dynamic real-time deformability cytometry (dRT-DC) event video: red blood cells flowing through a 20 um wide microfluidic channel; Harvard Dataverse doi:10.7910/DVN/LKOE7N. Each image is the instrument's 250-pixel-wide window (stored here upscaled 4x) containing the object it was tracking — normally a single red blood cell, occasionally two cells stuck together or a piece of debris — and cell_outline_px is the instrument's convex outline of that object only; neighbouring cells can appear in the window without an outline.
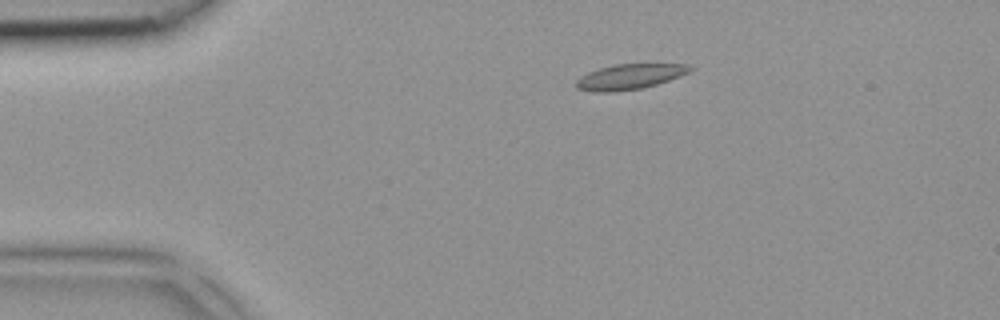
{"species": "common noctule bat (a hibernating species)", "species_latin": "Nyctalus noctula", "temperature_condition": "room temperature", "stored_images_in_passage": 2, "camera_frame_rate_fps": 3000, "um_per_image_px": 0.085, "animal": {"sex": "female", "body_mass_g": 18.4}, "frame": {"image": 1, "passage_image": 1, "time_ms": 0.0, "image_size_px": [1000, 320], "cell_outline_px": [[696, 68], [680, 76], [656, 84], [640, 88], [612, 92], [596, 92], [576, 88], [576, 80], [580, 76], [588, 72], [600, 68], [616, 64], [688, 64]], "centroid_in_image_um": [53.52, 6.51], "position_along_channel_um": 31.5, "area_um2": 16.65}}